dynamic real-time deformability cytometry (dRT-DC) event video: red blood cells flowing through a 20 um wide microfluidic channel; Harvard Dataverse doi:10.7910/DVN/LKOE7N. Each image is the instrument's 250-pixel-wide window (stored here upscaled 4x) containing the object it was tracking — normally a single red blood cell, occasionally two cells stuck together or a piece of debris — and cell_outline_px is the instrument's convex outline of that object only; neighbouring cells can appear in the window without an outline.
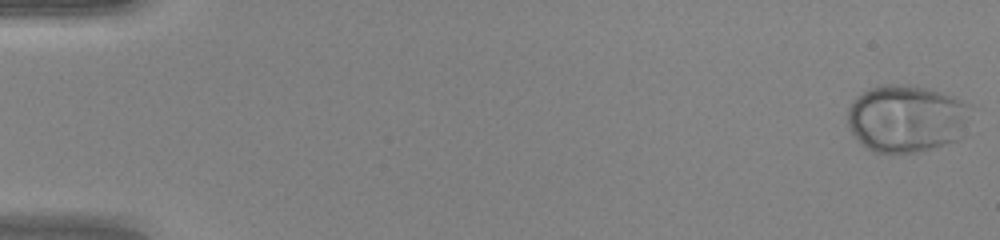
{"species": "human", "species_latin": "Homo sapiens", "temperature_condition": "warm", "stored_images_in_passage": 49, "camera_frame_rate_fps": 3000, "um_per_image_px": 0.085, "donor": {"sex": "female"}, "frame": {"image": 1, "passage_image": 1, "time_ms": 0.0, "image_size_px": [1000, 240], "cell_outline_px": [[972, 104], [960, 140], [920, 152], [872, 152], [864, 148], [856, 140], [848, 124], [848, 108], [852, 100], [860, 92], [880, 84], [908, 84], [928, 88], [952, 96]], "centroid_in_image_um": [77.02, 10.06], "position_along_channel_um": 8.0, "area_um2": 49.01}}
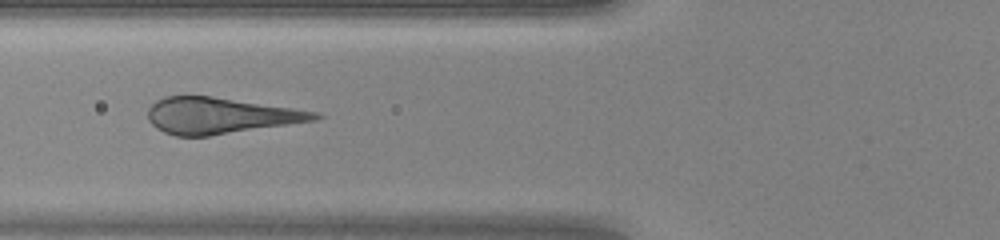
{"frame": {"image": 2, "passage_image": 20, "time_ms": 6.333, "image_size_px": [1000, 240], "cell_outline_px": [[324, 116], [316, 120], [208, 136], [176, 136], [164, 132], [156, 128], [148, 120], [148, 108], [156, 100], [164, 96], [212, 96], [320, 112]], "centroid_in_image_um": [18.7, 9.82], "position_along_channel_um": 107.1, "area_um2": 35.03}}
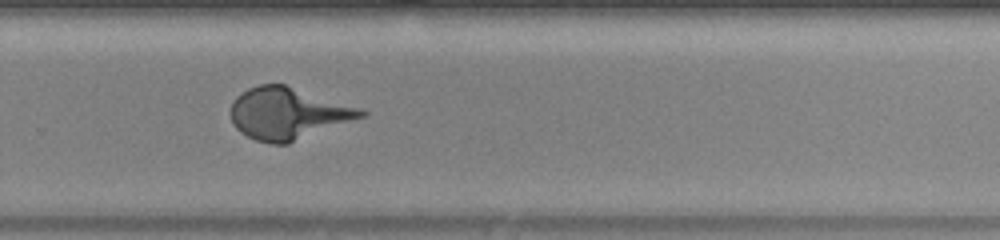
{"frame": {"image": 3, "passage_image": 34, "time_ms": 11.0, "image_size_px": [1000, 240], "cell_outline_px": [[368, 112], [364, 116], [288, 144], [272, 144], [256, 140], [240, 132], [232, 124], [228, 112], [232, 100], [236, 96], [248, 88], [260, 84], [284, 84], [360, 108]], "centroid_in_image_um": [24.4, 9.65], "position_along_channel_um": 305.4, "area_um2": 39.3}}